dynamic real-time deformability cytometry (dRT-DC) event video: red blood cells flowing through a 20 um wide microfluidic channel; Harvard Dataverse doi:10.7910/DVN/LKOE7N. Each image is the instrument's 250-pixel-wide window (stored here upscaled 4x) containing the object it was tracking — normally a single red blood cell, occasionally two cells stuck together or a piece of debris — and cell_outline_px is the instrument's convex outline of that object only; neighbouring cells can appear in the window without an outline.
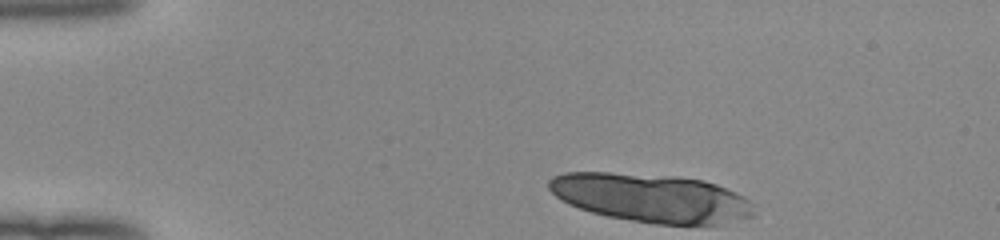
{"species": "human", "species_latin": "Homo sapiens", "temperature_condition": "room temperature", "stored_images_in_passage": 10, "camera_frame_rate_fps": 3000, "um_per_image_px": 0.085, "donor": {"sex": "female"}, "frame": {"image": 1, "passage_image": 1, "time_ms": 0.0, "image_size_px": [1000, 240], "cell_outline_px": [[756, 216], [716, 224], [656, 224], [608, 216], [592, 212], [568, 204], [560, 200], [548, 188], [548, 180], [552, 176], [564, 172], [608, 172], [676, 176], [704, 180], [716, 184], [736, 192], [744, 196], [756, 204]], "centroid_in_image_um": [55.39, 16.81], "position_along_channel_um": 29.6, "area_um2": 58.38}}